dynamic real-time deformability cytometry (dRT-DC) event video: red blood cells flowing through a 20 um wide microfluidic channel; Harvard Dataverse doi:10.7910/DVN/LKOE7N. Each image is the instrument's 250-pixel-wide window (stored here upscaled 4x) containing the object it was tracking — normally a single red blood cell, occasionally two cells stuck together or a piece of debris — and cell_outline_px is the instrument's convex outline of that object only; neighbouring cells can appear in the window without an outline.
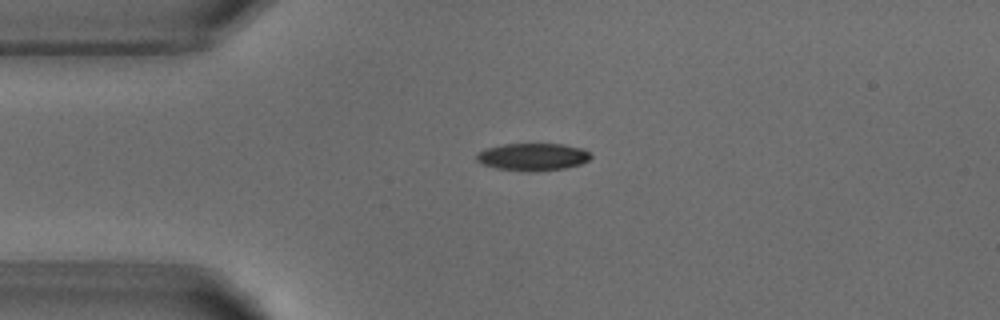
{"species": "common noctule bat (a hibernating species)", "species_latin": "Nyctalus noctula", "temperature_condition": "warm", "stored_images_in_passage": 4, "camera_frame_rate_fps": 3000, "um_per_image_px": 0.085, "animal": {"sex": "male", "body_mass_g": 18.8}, "frame": {"image": 1, "passage_image": 4, "time_ms": 3.667, "image_size_px": [1000, 320], "cell_outline_px": [[592, 156], [588, 160], [580, 164], [564, 168], [528, 172], [496, 168], [480, 164], [476, 160], [476, 152], [484, 148], [504, 144], [564, 144], [580, 148], [588, 152]], "centroid_in_image_um": [45.21, 13.33], "position_along_channel_um": 39.8, "area_um2": 18.32}}